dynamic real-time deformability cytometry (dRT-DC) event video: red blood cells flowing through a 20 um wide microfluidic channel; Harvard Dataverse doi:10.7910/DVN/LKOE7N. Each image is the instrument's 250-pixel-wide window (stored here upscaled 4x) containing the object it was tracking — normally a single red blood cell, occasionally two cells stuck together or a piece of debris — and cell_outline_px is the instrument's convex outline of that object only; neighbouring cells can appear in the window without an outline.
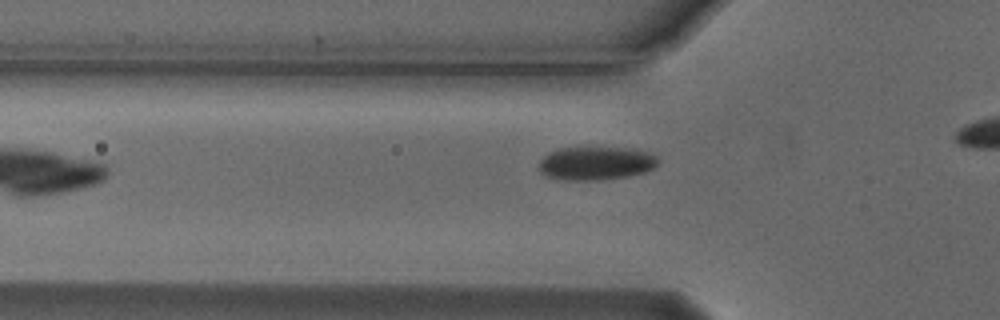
{"species": "Egyptian fruit bat (a non-hibernating species)", "species_latin": "Rousettus aegyptiacus", "temperature_condition": "cold", "stored_images_in_passage": 19, "camera_frame_rate_fps": 3000, "um_per_image_px": 0.085, "animal": {"sex": "male"}, "frame": {"image": 1, "passage_image": 3, "time_ms": 0.667, "image_size_px": [1000, 320], "cell_outline_px": [[660, 160], [652, 168], [644, 172], [628, 176], [600, 180], [564, 180], [544, 176], [540, 172], [540, 160], [548, 152], [560, 148], [580, 144], [636, 148], [656, 156]], "centroid_in_image_um": [50.62, 13.82], "position_along_channel_um": 75.2, "area_um2": 24.28}}
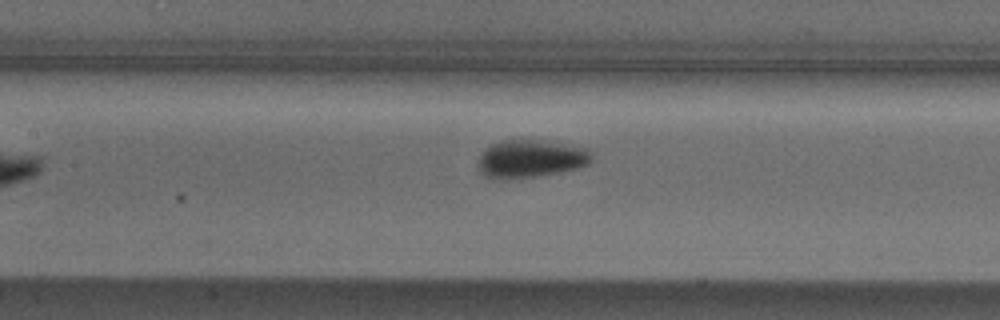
{"frame": {"image": 2, "passage_image": 10, "time_ms": 3.0, "image_size_px": [1000, 320], "cell_outline_px": [[592, 160], [588, 164], [576, 168], [532, 176], [488, 176], [480, 172], [480, 156], [484, 148], [492, 144], [504, 140], [540, 140], [564, 144], [584, 148], [592, 152]], "centroid_in_image_um": [45.14, 13.43], "position_along_channel_um": 162.3, "area_um2": 23.81}}
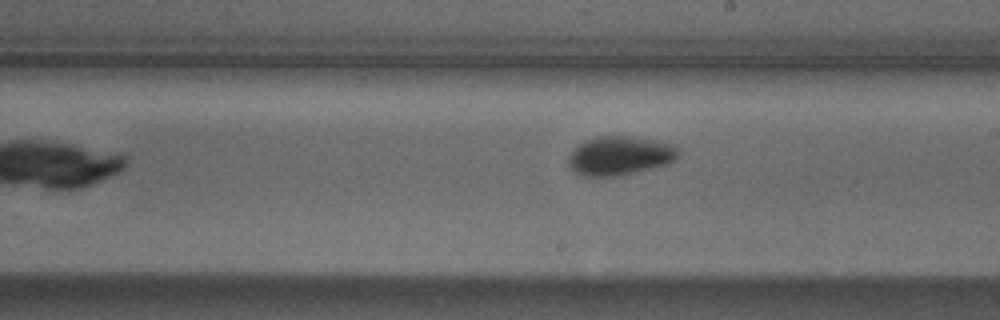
{"frame": {"image": 3, "passage_image": 16, "time_ms": 5.0, "image_size_px": [1000, 320], "cell_outline_px": [[680, 156], [668, 164], [636, 172], [616, 176], [580, 176], [568, 164], [568, 156], [580, 144], [596, 136], [636, 136], [676, 144], [680, 148]], "centroid_in_image_um": [52.76, 13.22], "position_along_channel_um": 236.2, "area_um2": 25.2}}